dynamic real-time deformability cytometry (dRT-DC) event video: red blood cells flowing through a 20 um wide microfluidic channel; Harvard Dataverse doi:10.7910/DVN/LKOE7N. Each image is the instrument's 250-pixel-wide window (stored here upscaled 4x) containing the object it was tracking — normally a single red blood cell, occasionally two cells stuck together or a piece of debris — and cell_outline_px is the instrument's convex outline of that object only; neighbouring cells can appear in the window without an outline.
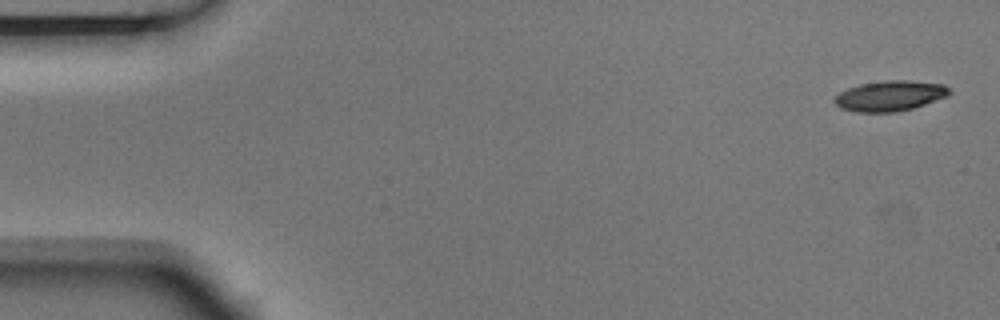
{"species": "Egyptian fruit bat (a non-hibernating species)", "species_latin": "Rousettus aegyptiacus", "temperature_condition": "room temperature", "stored_images_in_passage": 5, "camera_frame_rate_fps": 3000, "um_per_image_px": 0.085, "animal": {"sex": "male"}, "frame": {"image": 1, "passage_image": 1, "time_ms": 0.0, "image_size_px": [1000, 320], "cell_outline_px": [[952, 92], [948, 96], [912, 108], [896, 112], [856, 112], [840, 108], [832, 100], [840, 92], [848, 88], [860, 84], [884, 80], [908, 80], [944, 84]], "centroid_in_image_um": [75.64, 8.14], "position_along_channel_um": 9.4, "area_um2": 20.35}}
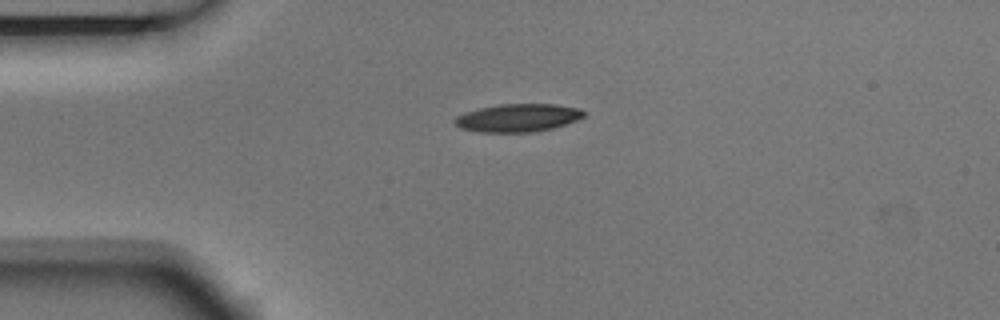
{"frame": {"image": 2, "passage_image": 4, "time_ms": 1.0, "image_size_px": [1000, 320], "cell_outline_px": [[588, 112], [584, 116], [576, 120], [552, 128], [532, 132], [480, 132], [460, 128], [452, 120], [456, 116], [464, 112], [480, 108], [500, 104], [556, 104], [580, 108]], "centroid_in_image_um": [44.02, 10.01], "position_along_channel_um": 41.0, "area_um2": 21.1}}